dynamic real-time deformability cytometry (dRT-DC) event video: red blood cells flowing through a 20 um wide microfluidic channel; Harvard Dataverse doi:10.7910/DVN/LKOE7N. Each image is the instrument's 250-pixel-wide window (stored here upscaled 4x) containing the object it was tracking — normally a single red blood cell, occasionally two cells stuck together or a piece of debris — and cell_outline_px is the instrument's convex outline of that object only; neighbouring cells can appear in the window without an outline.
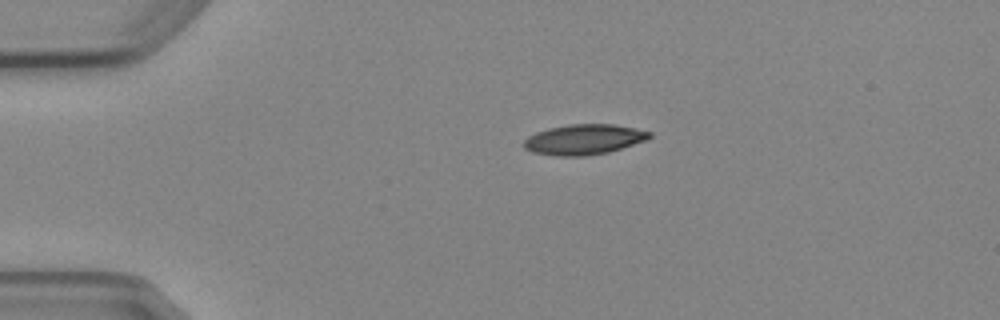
{"species": "Egyptian fruit bat (a non-hibernating species)", "species_latin": "Rousettus aegyptiacus", "temperature_condition": "cold", "stored_images_in_passage": 2, "camera_frame_rate_fps": 3000, "um_per_image_px": 0.085, "animal": {"sex": "female"}, "frame": {"image": 1, "passage_image": 1, "time_ms": 0.0, "image_size_px": [1000, 320], "cell_outline_px": [[652, 136], [648, 140], [608, 152], [584, 156], [556, 156], [532, 152], [524, 148], [524, 140], [528, 136], [536, 132], [548, 128], [568, 124], [612, 124], [652, 132]], "centroid_in_image_um": [49.62, 11.85], "position_along_channel_um": 35.4, "area_um2": 22.2}}